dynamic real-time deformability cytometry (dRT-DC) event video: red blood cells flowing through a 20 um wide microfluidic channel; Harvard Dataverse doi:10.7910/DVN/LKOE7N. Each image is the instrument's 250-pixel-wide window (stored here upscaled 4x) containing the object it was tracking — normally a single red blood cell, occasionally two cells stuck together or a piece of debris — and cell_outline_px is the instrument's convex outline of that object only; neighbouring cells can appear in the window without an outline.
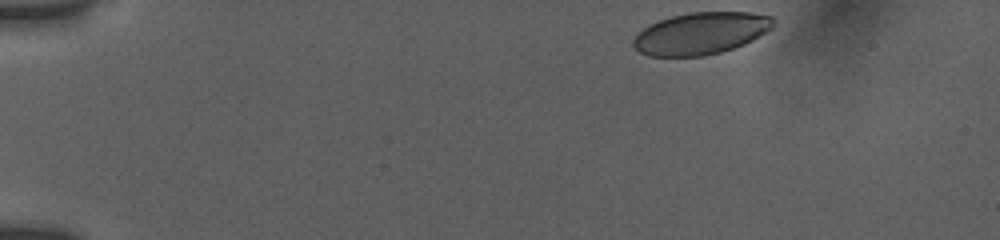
{"species": "human", "species_latin": "Homo sapiens", "temperature_condition": "room temperature", "stored_images_in_passage": 42, "camera_frame_rate_fps": 3000, "um_per_image_px": 0.085, "donor": {"sex": "female"}, "frame": {"image": 1, "passage_image": 1, "time_ms": 0.0, "image_size_px": [1000, 240], "cell_outline_px": [[772, 28], [752, 40], [744, 44], [720, 52], [704, 56], [648, 56], [640, 52], [632, 44], [632, 40], [644, 28], [660, 20], [672, 16], [688, 12], [752, 12], [772, 16]], "centroid_in_image_um": [59.57, 2.83], "position_along_channel_um": 25.4, "area_um2": 33.99}}
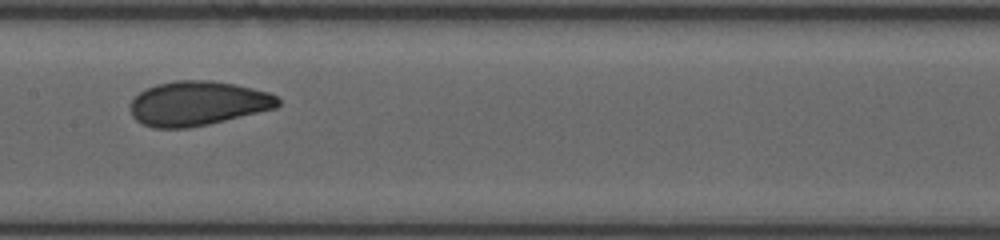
{"frame": {"image": 2, "passage_image": 22, "time_ms": 7.0, "image_size_px": [1000, 240], "cell_outline_px": [[280, 104], [276, 108], [208, 124], [188, 128], [152, 128], [136, 120], [132, 116], [132, 100], [140, 92], [156, 84], [176, 80], [212, 80], [236, 84], [268, 92], [276, 96], [280, 100]], "centroid_in_image_um": [16.83, 8.78], "position_along_channel_um": 190.6, "area_um2": 38.09}}
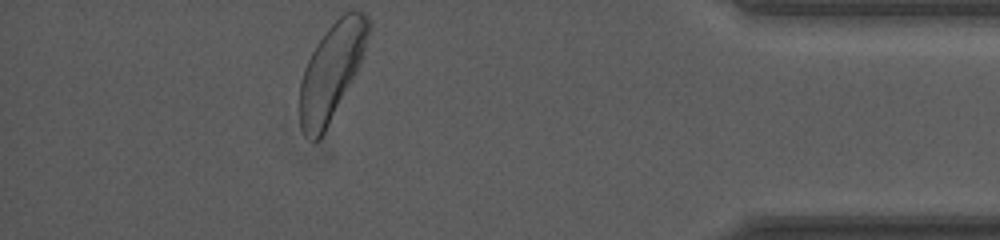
{"frame": {"image": 3, "passage_image": 42, "time_ms": 13.667, "image_size_px": [1000, 240], "cell_outline_px": [[372, 24], [364, 56], [356, 72], [320, 140], [312, 140], [304, 132], [300, 124], [300, 80], [304, 68], [316, 44], [328, 28], [344, 12], [368, 12]], "centroid_in_image_um": [28.22, 6.01], "position_along_channel_um": 407.0, "area_um2": 38.21}, "authors_computed_cell_mechanics": {"area_um2": 37.4544, "velocity_mm_per_s": 3.8256, "shape_relaxation_time_tau1_ms": 2.8384, "shape_relaxation_time_tau2_ms": 0.9656, "deformation_change_tau1": 0.1048, "deformation_change_tau2": 0.0565}}